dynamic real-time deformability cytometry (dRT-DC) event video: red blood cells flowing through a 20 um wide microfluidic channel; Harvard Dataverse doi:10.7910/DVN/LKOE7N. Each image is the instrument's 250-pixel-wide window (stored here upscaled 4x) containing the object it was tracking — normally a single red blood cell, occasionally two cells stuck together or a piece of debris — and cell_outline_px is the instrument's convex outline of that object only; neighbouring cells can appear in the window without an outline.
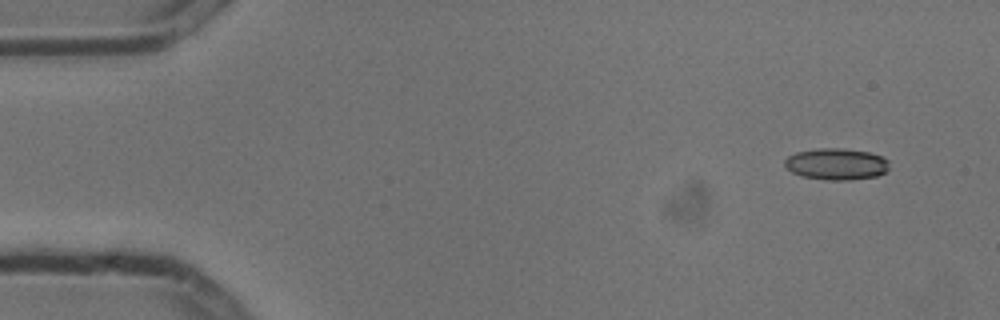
{"species": "common noctule bat (a hibernating species)", "species_latin": "Nyctalus noctula", "temperature_condition": "cold", "stored_images_in_passage": 7, "camera_frame_rate_fps": 3000, "um_per_image_px": 0.085, "animal": {"sex": "male", "body_mass_g": 13.3}, "frame": {"image": 1, "passage_image": 1, "time_ms": 0.0, "image_size_px": [1000, 320], "cell_outline_px": [[888, 168], [884, 172], [876, 176], [848, 180], [824, 180], [804, 176], [792, 172], [784, 164], [784, 160], [788, 156], [796, 152], [820, 148], [840, 148], [868, 152], [880, 156], [888, 160]], "centroid_in_image_um": [71.07, 13.94], "position_along_channel_um": 13.9, "area_um2": 19.02}}
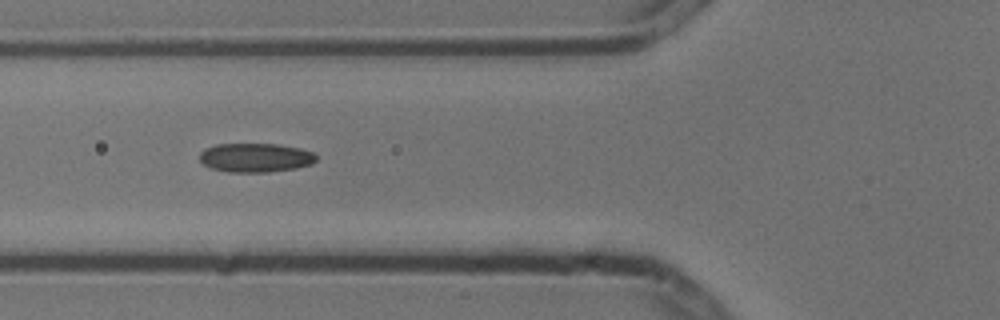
{"frame": {"image": 2, "passage_image": 5, "time_ms": 1.333, "image_size_px": [1000, 320], "cell_outline_px": [[316, 160], [312, 164], [296, 168], [268, 172], [228, 172], [212, 168], [204, 164], [200, 160], [200, 152], [204, 148], [216, 144], [280, 144], [300, 148], [312, 152], [316, 156]], "centroid_in_image_um": [21.71, 13.39], "position_along_channel_um": 104.1, "area_um2": 19.77}}
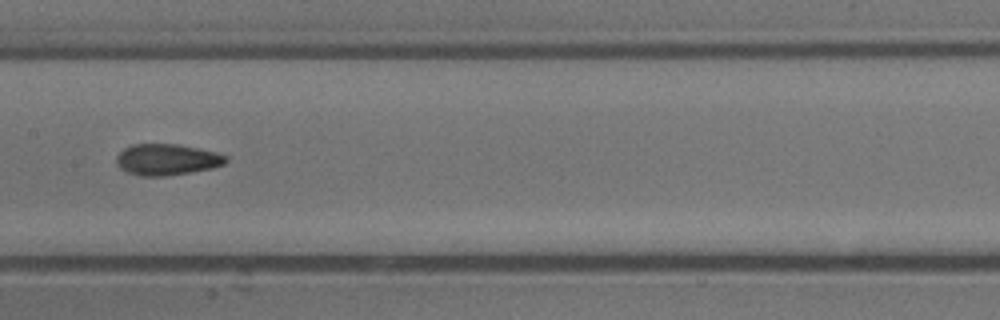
{"frame": {"image": 3, "passage_image": 7, "time_ms": 2.0, "image_size_px": [1000, 320], "cell_outline_px": [[228, 160], [224, 164], [212, 168], [164, 176], [140, 176], [128, 172], [120, 168], [116, 164], [116, 156], [124, 148], [132, 144], [180, 144], [216, 152], [228, 156]], "centroid_in_image_um": [14.18, 13.55], "position_along_channel_um": 193.2, "area_um2": 19.94}}